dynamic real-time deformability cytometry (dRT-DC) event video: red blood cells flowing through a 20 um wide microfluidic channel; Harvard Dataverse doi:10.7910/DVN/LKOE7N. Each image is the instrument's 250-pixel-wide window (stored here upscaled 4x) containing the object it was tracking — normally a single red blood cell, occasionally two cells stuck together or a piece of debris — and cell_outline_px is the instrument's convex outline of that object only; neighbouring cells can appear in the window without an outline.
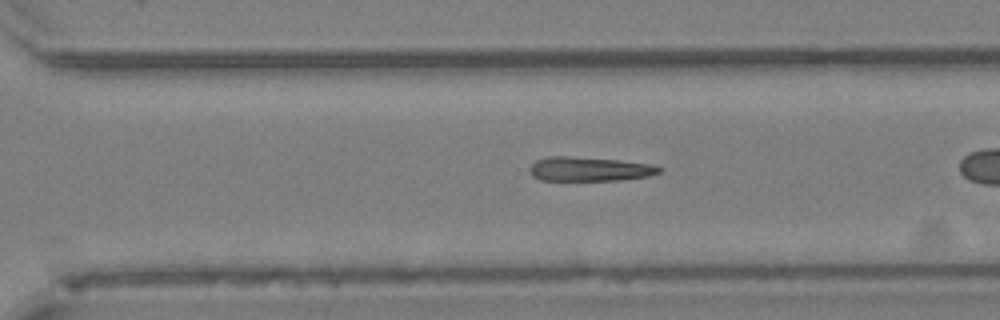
{"species": "Egyptian fruit bat (a non-hibernating species)", "species_latin": "Rousettus aegyptiacus", "temperature_condition": "cold", "stored_images_in_passage": 34, "camera_frame_rate_fps": 3000, "um_per_image_px": 0.085, "animal": {"sex": "female"}, "frame": {"image": 1, "passage_image": 29, "time_ms": 9.333, "image_size_px": [1000, 320], "cell_outline_px": [[664, 168], [660, 172], [648, 176], [616, 180], [540, 180], [532, 176], [528, 168], [536, 160], [548, 156], [568, 156], [620, 160], [652, 164]], "centroid_in_image_um": [50.09, 14.36], "position_along_channel_um": 320.5, "area_um2": 18.32}}